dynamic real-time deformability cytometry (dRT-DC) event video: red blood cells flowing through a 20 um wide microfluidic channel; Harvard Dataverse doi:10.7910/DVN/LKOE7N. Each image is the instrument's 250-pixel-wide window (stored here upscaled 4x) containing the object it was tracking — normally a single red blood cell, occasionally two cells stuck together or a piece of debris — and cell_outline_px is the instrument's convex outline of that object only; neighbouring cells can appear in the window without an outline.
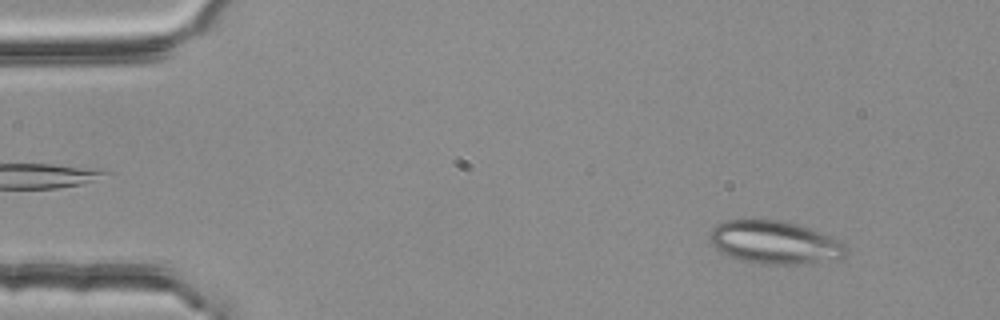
{"species": "common noctule bat (a hibernating species)", "species_latin": "Nyctalus noctula", "temperature_condition": "room temperature", "stored_images_in_passage": 3, "camera_frame_rate_fps": 3000, "um_per_image_px": 0.085, "animal": {"sex": "female", "body_mass_g": 25.1}, "frame": {"image": 1, "passage_image": 1, "time_ms": 0.0, "image_size_px": [1000, 320], "cell_outline_px": [[848, 252], [844, 256], [796, 264], [764, 264], [744, 260], [728, 256], [720, 252], [712, 244], [708, 236], [712, 228], [716, 224], [724, 220], [784, 220], [812, 228], [844, 244], [848, 248]], "centroid_in_image_um": [65.78, 20.58], "position_along_channel_um": 19.2, "area_um2": 33.76}}